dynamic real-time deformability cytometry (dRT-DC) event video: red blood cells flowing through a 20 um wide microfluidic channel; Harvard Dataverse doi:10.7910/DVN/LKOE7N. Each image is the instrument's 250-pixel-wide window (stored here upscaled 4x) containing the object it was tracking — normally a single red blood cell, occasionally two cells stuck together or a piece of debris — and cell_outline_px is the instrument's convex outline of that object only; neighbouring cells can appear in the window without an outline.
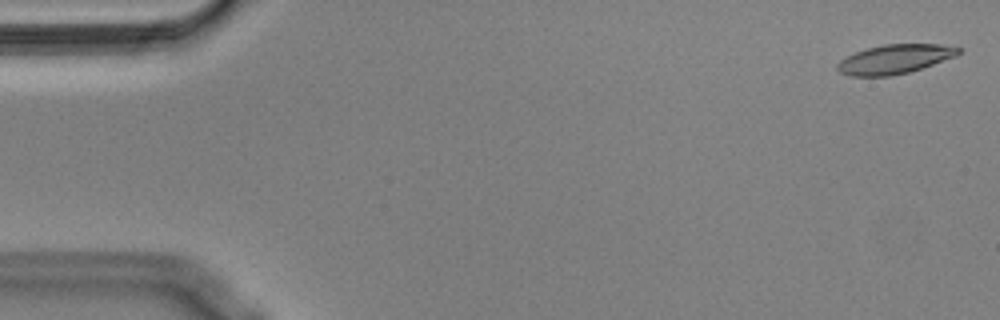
{"species": "Egyptian fruit bat (a non-hibernating species)", "species_latin": "Rousettus aegyptiacus", "temperature_condition": "cold", "stored_images_in_passage": 56, "camera_frame_rate_fps": 3000, "um_per_image_px": 0.085, "animal": {"sex": "male"}, "frame": {"image": 1, "passage_image": 2, "time_ms": 0.333, "image_size_px": [1000, 320], "cell_outline_px": [[960, 52], [956, 56], [908, 72], [892, 76], [852, 76], [840, 72], [836, 68], [836, 64], [840, 60], [856, 52], [868, 48], [884, 44], [940, 44], [960, 48]], "centroid_in_image_um": [76.03, 5.03], "position_along_channel_um": 9.0, "area_um2": 20.35}}
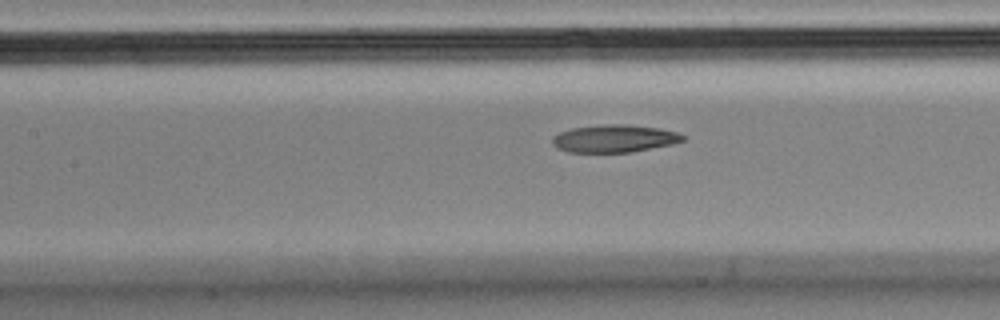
{"frame": {"image": 2, "passage_image": 25, "time_ms": 8.0, "image_size_px": [1000, 320], "cell_outline_px": [[684, 140], [672, 144], [632, 152], [568, 152], [556, 148], [552, 144], [552, 136], [560, 132], [572, 128], [608, 124], [628, 124], [660, 128], [676, 132], [684, 136]], "centroid_in_image_um": [52.19, 11.77], "position_along_channel_um": 155.2, "area_um2": 20.98}}
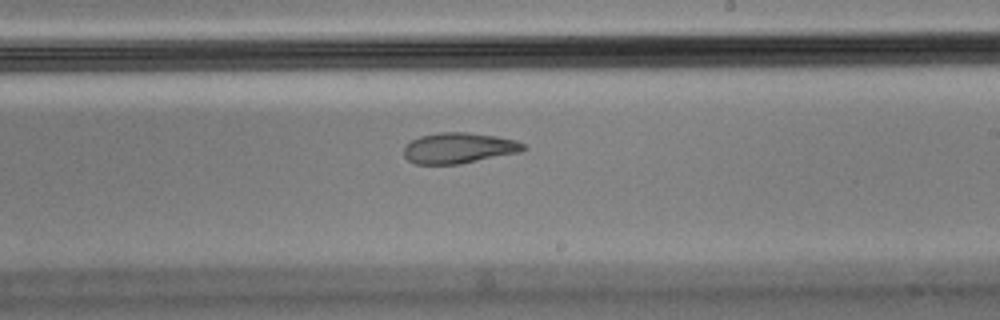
{"frame": {"image": 3, "passage_image": 33, "time_ms": 10.667, "image_size_px": [1000, 320], "cell_outline_px": [[528, 148], [520, 152], [460, 164], [416, 164], [408, 160], [404, 156], [404, 144], [420, 136], [436, 132], [468, 132], [496, 136], [516, 140], [524, 144]], "centroid_in_image_um": [38.99, 12.58], "position_along_channel_um": 250.0, "area_um2": 21.56}, "authors_computed_cell_mechanics": {"area_um2": 21.7906, "velocity_mm_per_s": 3.567, "shape_relaxation_time_tau1_ms": null, "shape_relaxation_time_tau2_ms": 3.1863, "deformation_change_tau1": null, "deformation_change_tau2": 0.1041}}